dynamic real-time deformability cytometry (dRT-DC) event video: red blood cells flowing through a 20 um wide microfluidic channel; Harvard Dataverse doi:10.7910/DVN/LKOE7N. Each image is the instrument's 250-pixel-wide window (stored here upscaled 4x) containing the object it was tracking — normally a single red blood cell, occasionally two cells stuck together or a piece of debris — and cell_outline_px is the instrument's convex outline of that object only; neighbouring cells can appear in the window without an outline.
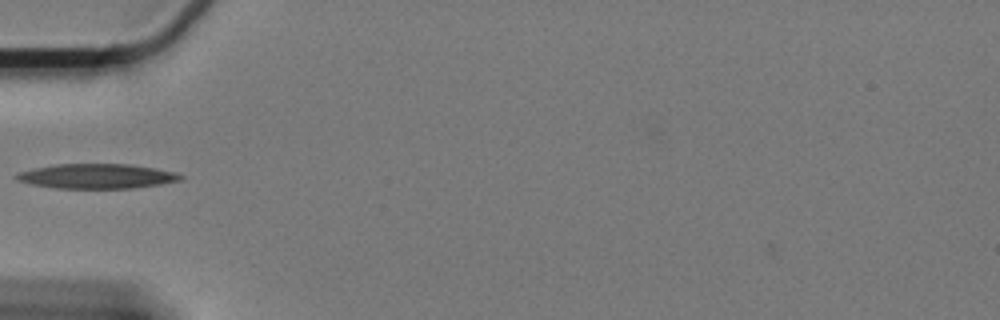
{"species": "Egyptian fruit bat (a non-hibernating species)", "species_latin": "Rousettus aegyptiacus", "temperature_condition": "cold", "stored_images_in_passage": 31, "camera_frame_rate_fps": 3000, "um_per_image_px": 0.085, "animal": {"sex": "female"}, "frame": {"image": 1, "passage_image": 3, "time_ms": 0.667, "image_size_px": [1000, 320], "cell_outline_px": [[184, 176], [180, 180], [160, 184], [136, 188], [56, 188], [32, 184], [16, 180], [16, 176], [20, 172], [36, 168], [56, 164], [132, 164], [156, 168], [176, 172]], "centroid_in_image_um": [8.28, 14.97], "position_along_channel_um": 76.7, "area_um2": 23.52}}
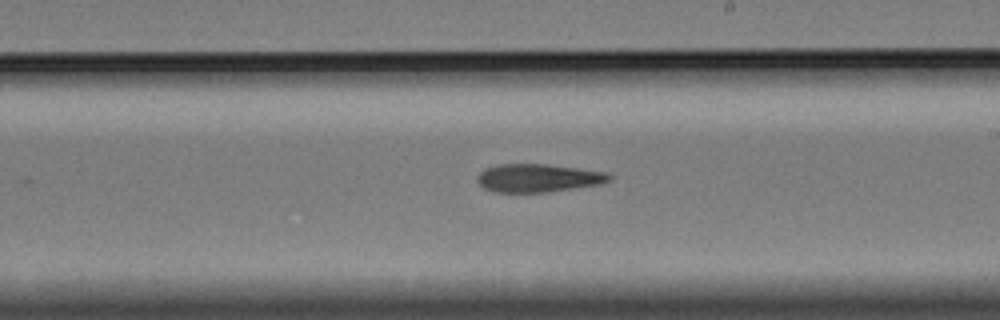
{"frame": {"image": 2, "passage_image": 18, "time_ms": 5.667, "image_size_px": [1000, 320], "cell_outline_px": [[612, 180], [600, 184], [548, 192], [492, 192], [484, 188], [476, 180], [480, 172], [484, 168], [500, 164], [544, 164], [608, 172], [612, 176]], "centroid_in_image_um": [45.74, 15.13], "position_along_channel_um": 243.3, "area_um2": 21.68}}
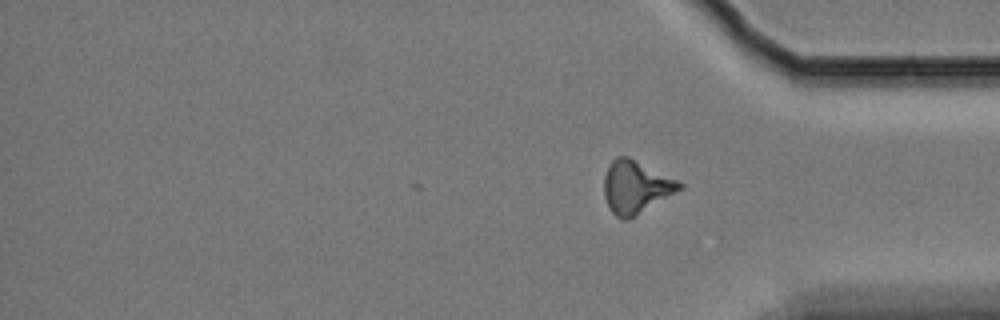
{"frame": {"image": 3, "passage_image": 31, "time_ms": 10.0, "image_size_px": [1000, 320], "cell_outline_px": [[684, 188], [628, 220], [620, 220], [608, 208], [604, 196], [604, 176], [608, 164], [616, 156], [628, 156], [684, 184]], "centroid_in_image_um": [54.01, 15.91], "position_along_channel_um": 381.2, "area_um2": 23.18}, "authors_computed_cell_mechanics": {"area_um2": 22.0218, "velocity_mm_per_s": 3.3073, "shape_relaxation_time_tau1_ms": 8.2277, "shape_relaxation_time_tau2_ms": null, "deformation_change_tau1": 0.1832, "deformation_change_tau2": null}}